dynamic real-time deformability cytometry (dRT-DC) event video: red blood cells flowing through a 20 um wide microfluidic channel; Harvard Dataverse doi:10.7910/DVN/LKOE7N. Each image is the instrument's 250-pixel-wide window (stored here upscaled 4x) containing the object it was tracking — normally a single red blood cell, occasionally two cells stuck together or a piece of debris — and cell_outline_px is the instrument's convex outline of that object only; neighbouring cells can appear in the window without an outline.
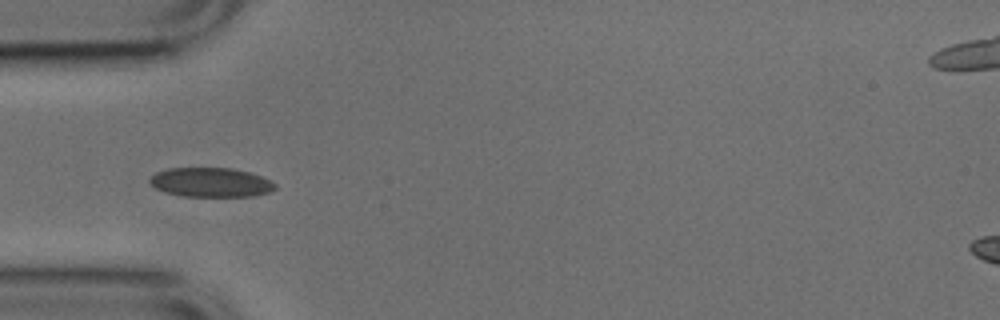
{"species": "common noctule bat (a hibernating species)", "species_latin": "Nyctalus noctula", "temperature_condition": "cold", "stored_images_in_passage": 12, "camera_frame_rate_fps": 3000, "um_per_image_px": 0.085, "animal": {"sex": "male", "body_mass_g": 17.9, "forearm_length_mm": 54.2}, "frame": {"image": 1, "passage_image": 3, "time_ms": 0.667, "image_size_px": [1000, 320], "cell_outline_px": [[276, 188], [268, 192], [252, 196], [180, 196], [164, 192], [156, 188], [148, 180], [156, 172], [168, 168], [232, 168], [248, 172], [260, 176], [276, 184]], "centroid_in_image_um": [17.88, 15.5], "position_along_channel_um": 67.1, "area_um2": 21.27}}